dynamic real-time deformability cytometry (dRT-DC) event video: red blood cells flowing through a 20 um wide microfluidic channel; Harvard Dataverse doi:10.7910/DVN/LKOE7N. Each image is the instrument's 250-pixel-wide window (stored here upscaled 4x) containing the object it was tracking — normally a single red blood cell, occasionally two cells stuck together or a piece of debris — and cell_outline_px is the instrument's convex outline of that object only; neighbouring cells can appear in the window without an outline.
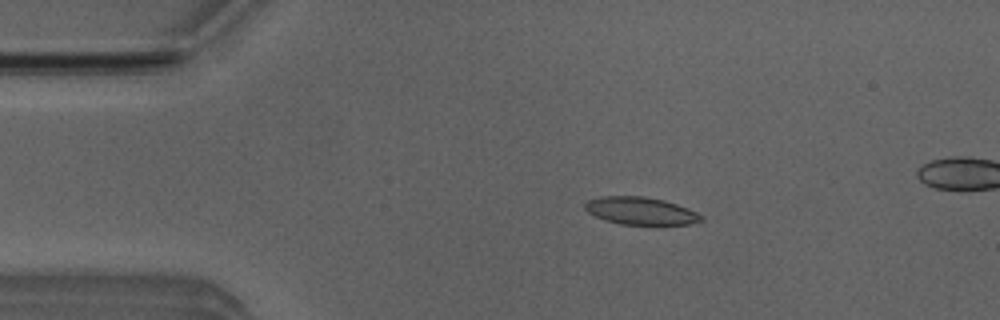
{"species": "Egyptian fruit bat (a non-hibernating species)", "species_latin": "Rousettus aegyptiacus", "temperature_condition": "room temperature", "stored_images_in_passage": 31, "camera_frame_rate_fps": 3000, "um_per_image_px": 0.085, "animal": {"sex": "male"}, "frame": {"image": 1, "passage_image": 4, "time_ms": 1.0, "image_size_px": [1000, 320], "cell_outline_px": [[704, 220], [692, 224], [620, 224], [604, 220], [588, 212], [584, 208], [584, 204], [588, 200], [600, 196], [644, 196], [664, 200], [688, 208], [704, 216]], "centroid_in_image_um": [54.46, 17.92], "position_along_channel_um": 30.5, "area_um2": 18.67}}
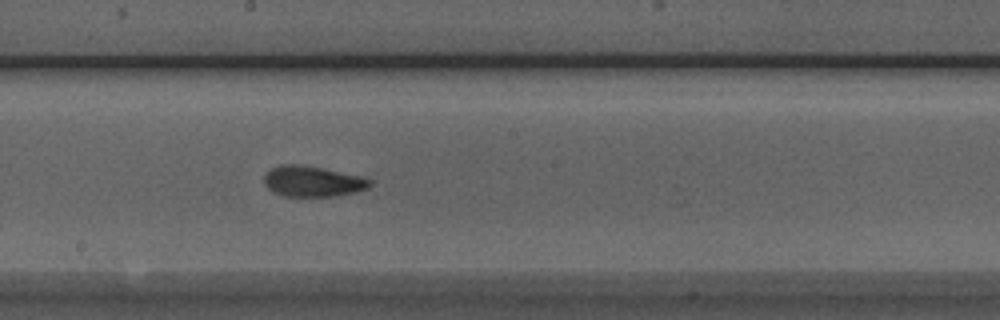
{"frame": {"image": 2, "passage_image": 22, "time_ms": 7.0, "image_size_px": [1000, 320], "cell_outline_px": [[372, 184], [368, 188], [356, 192], [336, 196], [284, 196], [272, 192], [264, 184], [264, 176], [272, 168], [284, 164], [296, 164], [320, 168], [364, 176], [372, 180]], "centroid_in_image_um": [26.6, 15.43], "position_along_channel_um": 221.6, "area_um2": 18.9}}
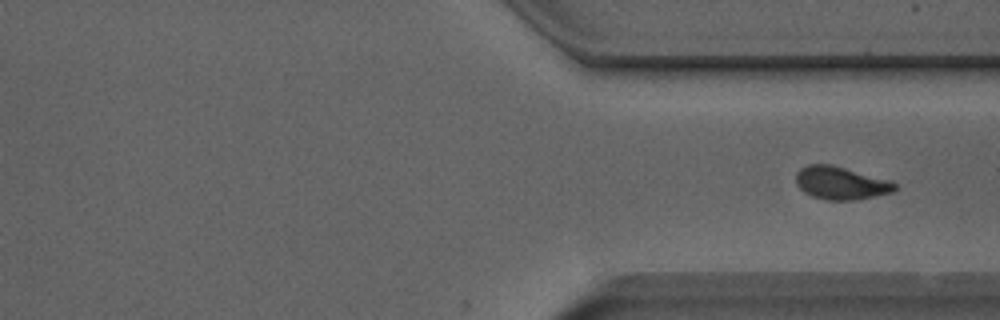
{"frame": {"image": 3, "passage_image": 31, "time_ms": 10.0, "image_size_px": [1000, 320], "cell_outline_px": [[896, 188], [892, 192], [876, 196], [856, 200], [828, 200], [812, 196], [804, 192], [796, 184], [796, 172], [800, 168], [808, 164], [832, 164], [888, 180], [896, 184]], "centroid_in_image_um": [71.44, 15.55], "position_along_channel_um": 340.0, "area_um2": 18.9}}